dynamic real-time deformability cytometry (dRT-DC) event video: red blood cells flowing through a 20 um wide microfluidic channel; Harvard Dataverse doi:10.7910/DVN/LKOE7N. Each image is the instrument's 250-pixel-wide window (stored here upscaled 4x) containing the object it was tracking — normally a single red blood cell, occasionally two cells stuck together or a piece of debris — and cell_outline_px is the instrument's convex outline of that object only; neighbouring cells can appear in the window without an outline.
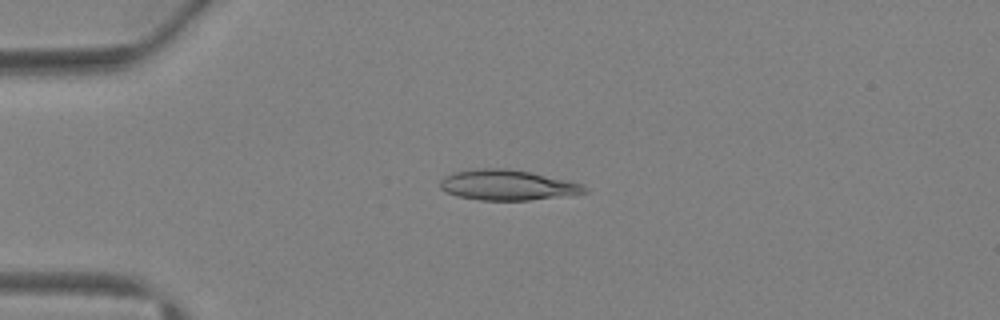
{"species": "Egyptian fruit bat (a non-hibernating species)", "species_latin": "Rousettus aegyptiacus", "temperature_condition": "warm", "stored_images_in_passage": 5, "camera_frame_rate_fps": 3000, "um_per_image_px": 0.085, "animal": {"sex": "female"}, "frame": {"image": 1, "passage_image": 4, "time_ms": 3.333, "image_size_px": [1000, 320], "cell_outline_px": [[588, 192], [528, 200], [480, 200], [456, 196], [444, 192], [440, 188], [440, 180], [444, 176], [452, 172], [480, 168], [504, 168], [528, 172], [568, 180], [580, 184], [588, 188]], "centroid_in_image_um": [43.05, 15.73], "position_along_channel_um": 42.0, "area_um2": 25.37}}
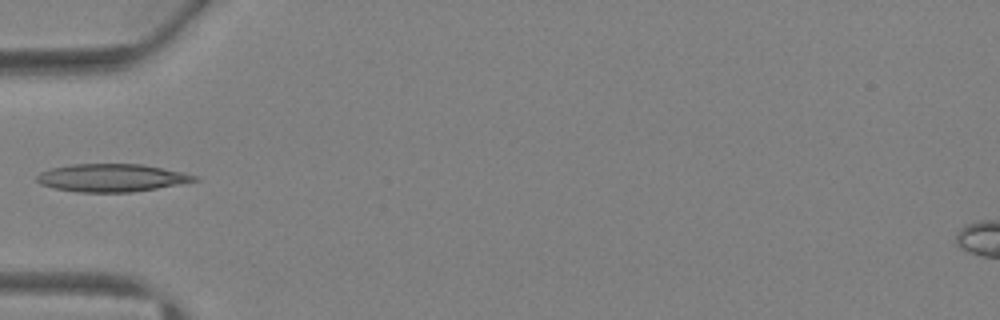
{"frame": {"image": 2, "passage_image": 5, "time_ms": 4.667, "image_size_px": [1000, 320], "cell_outline_px": [[200, 180], [180, 184], [132, 192], [76, 192], [52, 188], [40, 184], [36, 180], [36, 176], [40, 172], [52, 168], [72, 164], [144, 164], [180, 172], [196, 176]], "centroid_in_image_um": [9.44, 15.12], "position_along_channel_um": 75.6, "area_um2": 25.49}}